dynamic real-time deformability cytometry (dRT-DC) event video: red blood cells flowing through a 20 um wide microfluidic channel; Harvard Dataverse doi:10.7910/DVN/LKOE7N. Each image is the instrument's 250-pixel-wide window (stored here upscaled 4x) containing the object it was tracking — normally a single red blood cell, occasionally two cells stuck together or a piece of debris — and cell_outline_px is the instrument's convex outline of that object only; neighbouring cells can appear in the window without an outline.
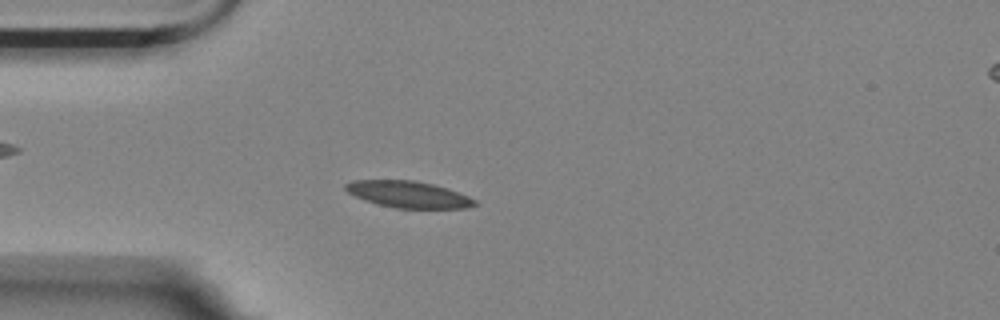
{"species": "Egyptian fruit bat (a non-hibernating species)", "species_latin": "Rousettus aegyptiacus", "temperature_condition": "room temperature", "stored_images_in_passage": 56, "camera_frame_rate_fps": 3000, "um_per_image_px": 0.085, "animal": {"sex": "female"}, "frame": {"image": 1, "passage_image": 15, "time_ms": 4.667, "image_size_px": [1000, 320], "cell_outline_px": [[476, 204], [468, 208], [396, 208], [376, 204], [356, 196], [348, 192], [344, 188], [344, 184], [352, 180], [412, 180], [432, 184], [468, 196], [476, 200]], "centroid_in_image_um": [34.67, 16.52], "position_along_channel_um": 50.3, "area_um2": 19.77}}
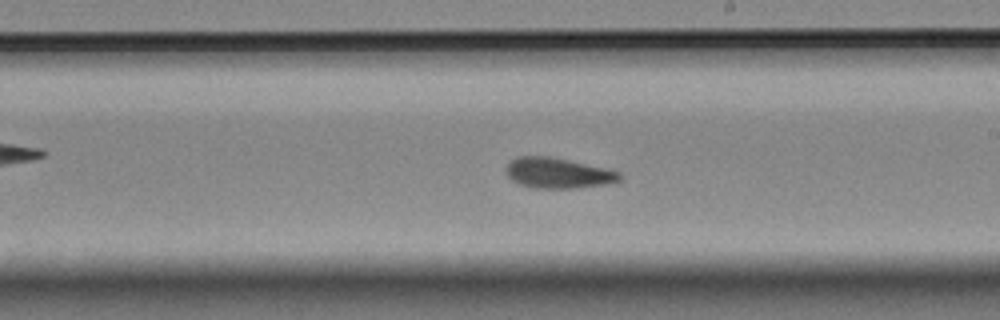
{"frame": {"image": 2, "passage_image": 32, "time_ms": 10.333, "image_size_px": [1000, 320], "cell_outline_px": [[620, 180], [616, 184], [576, 188], [532, 188], [520, 184], [512, 180], [508, 176], [504, 168], [516, 156], [552, 156], [608, 168], [620, 172]], "centroid_in_image_um": [47.48, 14.71], "position_along_channel_um": 241.5, "area_um2": 20.63}}
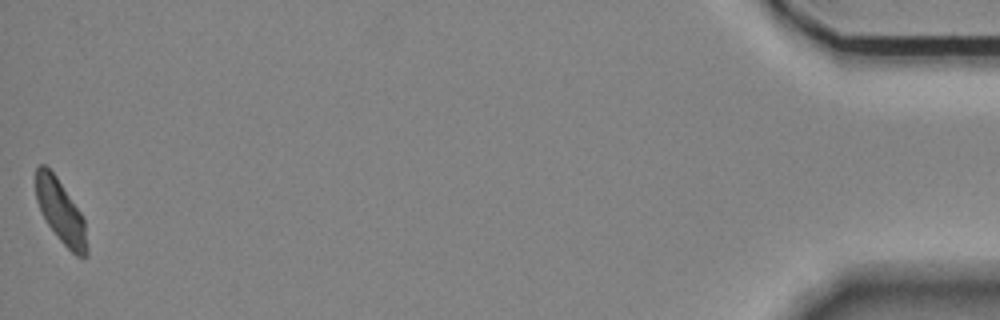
{"frame": {"image": 3, "passage_image": 56, "time_ms": 18.333, "image_size_px": [1000, 320], "cell_outline_px": [[88, 256], [76, 256], [60, 240], [48, 224], [36, 200], [36, 168], [40, 164], [44, 164], [56, 176], [80, 212], [84, 220], [88, 248]], "centroid_in_image_um": [5.17, 17.99], "position_along_channel_um": 430.0, "area_um2": 18.44}, "authors_computed_cell_mechanics": {"area_um2": 19.5942, "velocity_mm_per_s": 3.5461, "shape_relaxation_time_tau1_ms": null, "shape_relaxation_time_tau2_ms": 4.8651, "deformation_change_tau1": null, "deformation_change_tau2": 0.1234}}